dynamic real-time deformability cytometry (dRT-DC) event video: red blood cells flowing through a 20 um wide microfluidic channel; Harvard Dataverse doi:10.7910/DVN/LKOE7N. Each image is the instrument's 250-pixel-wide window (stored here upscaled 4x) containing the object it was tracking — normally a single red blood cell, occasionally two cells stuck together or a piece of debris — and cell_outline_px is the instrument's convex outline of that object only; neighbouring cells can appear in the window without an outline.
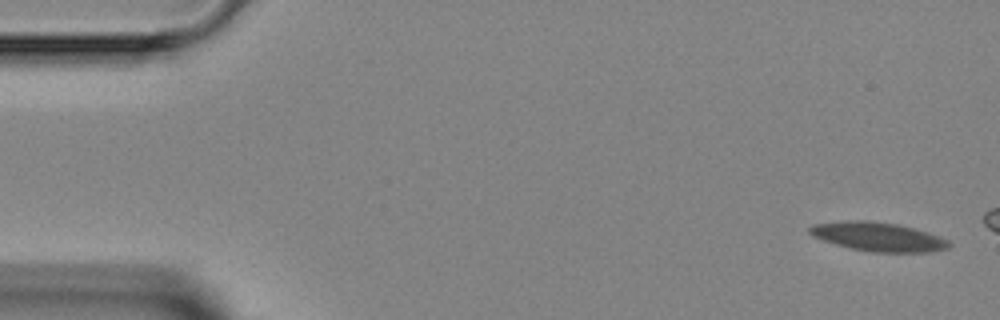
{"species": "Egyptian fruit bat (a non-hibernating species)", "species_latin": "Rousettus aegyptiacus", "temperature_condition": "room temperature", "stored_images_in_passage": 4, "camera_frame_rate_fps": 3000, "um_per_image_px": 0.085, "animal": {"sex": "female"}, "frame": {"image": 1, "passage_image": 1, "time_ms": 0.0, "image_size_px": [1000, 320], "cell_outline_px": [[952, 244], [948, 248], [928, 252], [872, 252], [852, 248], [836, 244], [812, 236], [808, 232], [808, 228], [812, 224], [848, 220], [864, 220], [896, 224], [912, 228], [940, 236], [948, 240]], "centroid_in_image_um": [74.63, 20.12], "position_along_channel_um": 10.4, "area_um2": 23.29}}